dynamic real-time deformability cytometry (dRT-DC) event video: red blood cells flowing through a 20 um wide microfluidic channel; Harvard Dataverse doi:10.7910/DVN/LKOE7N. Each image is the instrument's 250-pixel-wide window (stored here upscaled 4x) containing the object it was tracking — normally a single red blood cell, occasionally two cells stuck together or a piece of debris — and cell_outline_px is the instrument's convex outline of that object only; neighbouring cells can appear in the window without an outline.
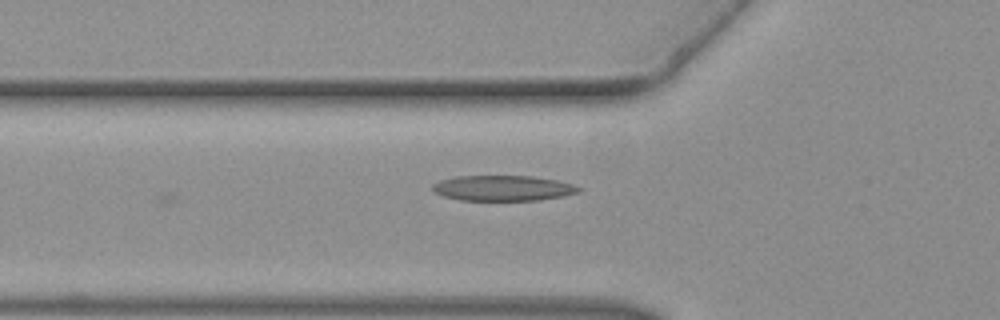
{"species": "common noctule bat (a hibernating species)", "species_latin": "Nyctalus noctula", "temperature_condition": "warm", "stored_images_in_passage": 28, "camera_frame_rate_fps": 3000, "um_per_image_px": 0.085, "animal": {"sex": "female", "body_mass_g": 19.3, "forearm_length_mm": 54.1}, "frame": {"image": 1, "passage_image": 2, "time_ms": 0.333, "image_size_px": [1000, 320], "cell_outline_px": [[584, 188], [580, 192], [540, 200], [460, 200], [444, 196], [436, 192], [432, 188], [432, 184], [440, 180], [456, 176], [532, 176], [556, 180], [572, 184]], "centroid_in_image_um": [42.76, 15.98], "position_along_channel_um": 83.0, "area_um2": 21.56}}
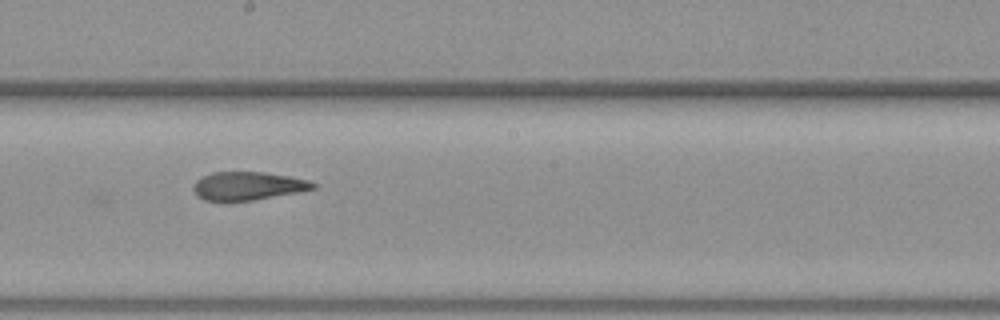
{"frame": {"image": 2, "passage_image": 12, "time_ms": 3.667, "image_size_px": [1000, 320], "cell_outline_px": [[316, 188], [300, 192], [252, 200], [224, 204], [204, 200], [192, 188], [196, 180], [212, 172], [264, 172], [288, 176], [308, 180], [316, 184]], "centroid_in_image_um": [21.04, 15.84], "position_along_channel_um": 227.2, "area_um2": 20.11}}
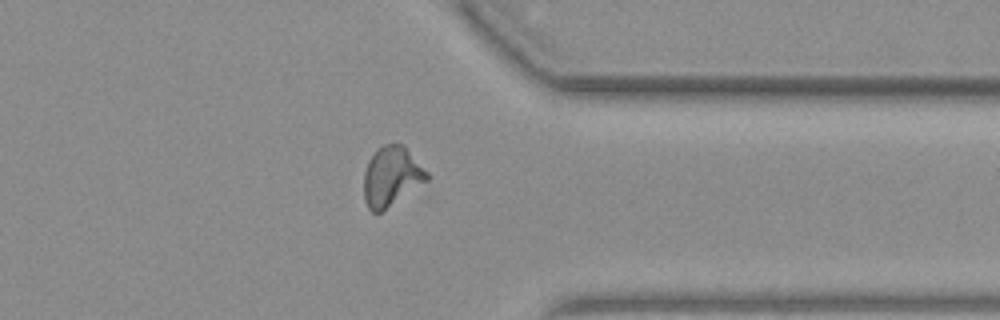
{"frame": {"image": 3, "passage_image": 23, "time_ms": 7.333, "image_size_px": [1000, 320], "cell_outline_px": [[428, 180], [380, 212], [372, 212], [368, 208], [364, 200], [364, 172], [368, 160], [376, 148], [384, 144], [404, 144], [428, 172]], "centroid_in_image_um": [33.26, 14.96], "position_along_channel_um": 378.1, "area_um2": 21.85}}